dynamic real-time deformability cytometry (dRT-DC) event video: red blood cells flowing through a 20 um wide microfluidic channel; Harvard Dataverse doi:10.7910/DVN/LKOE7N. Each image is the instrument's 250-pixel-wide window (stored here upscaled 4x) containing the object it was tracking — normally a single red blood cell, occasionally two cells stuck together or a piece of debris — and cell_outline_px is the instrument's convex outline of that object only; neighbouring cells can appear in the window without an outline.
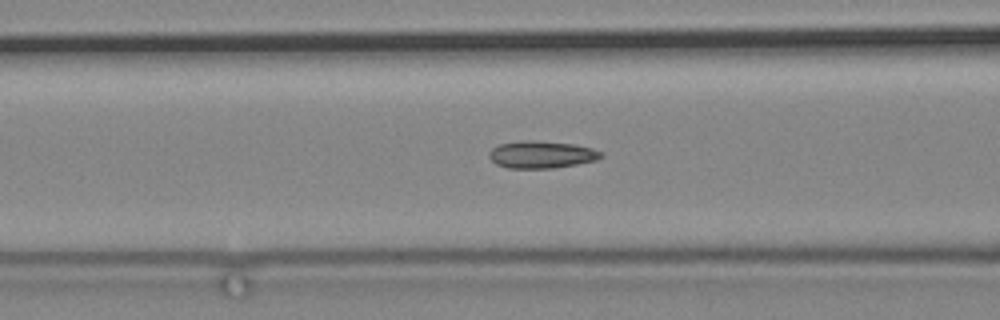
{"species": "common noctule bat (a hibernating species)", "species_latin": "Nyctalus noctula", "temperature_condition": "cold", "stored_images_in_passage": 76, "camera_frame_rate_fps": 3000, "um_per_image_px": 0.085, "animal": {"sex": "male", "body_mass_g": 19.2, "forearm_length_mm": 51.8}, "frame": {"image": 1, "passage_image": 39, "time_ms": 12.667, "image_size_px": [1000, 320], "cell_outline_px": [[604, 156], [596, 160], [576, 164], [552, 168], [508, 168], [496, 164], [488, 156], [488, 152], [492, 148], [500, 144], [524, 140], [532, 140], [572, 144], [592, 148], [604, 152]], "centroid_in_image_um": [46.03, 13.14], "position_along_channel_um": 120.6, "area_um2": 17.74}}
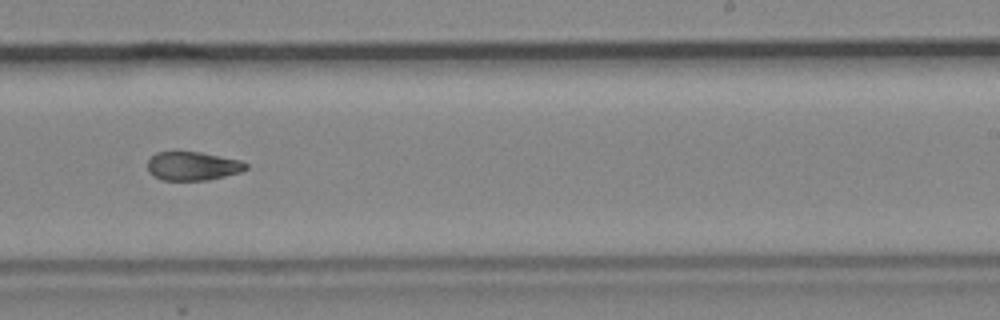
{"frame": {"image": 2, "passage_image": 53, "time_ms": 17.333, "image_size_px": [1000, 320], "cell_outline_px": [[248, 168], [240, 172], [208, 180], [160, 180], [152, 176], [148, 172], [148, 160], [156, 152], [200, 152], [240, 160], [248, 164]], "centroid_in_image_um": [16.36, 14.12], "position_along_channel_um": 272.6, "area_um2": 16.47}}
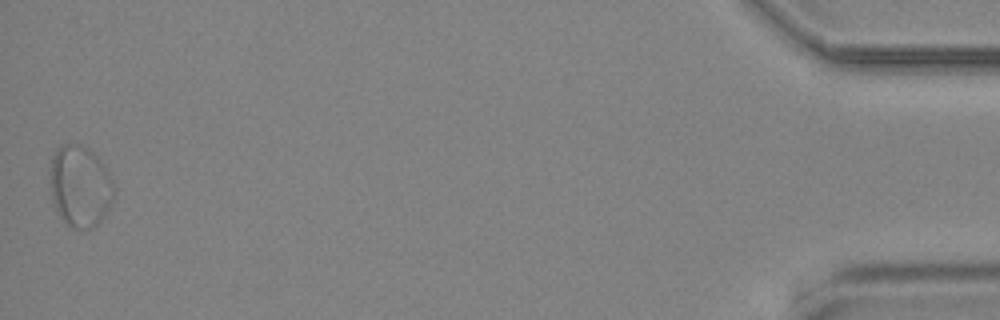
{"frame": {"image": 3, "passage_image": 76, "time_ms": 25.0, "image_size_px": [1000, 320], "cell_outline_px": [[112, 196], [100, 220], [92, 228], [72, 228], [56, 212], [52, 200], [52, 156], [56, 148], [60, 144], [80, 144], [88, 148], [108, 168], [112, 176]], "centroid_in_image_um": [6.79, 15.78], "position_along_channel_um": 428.4, "area_um2": 29.65}}